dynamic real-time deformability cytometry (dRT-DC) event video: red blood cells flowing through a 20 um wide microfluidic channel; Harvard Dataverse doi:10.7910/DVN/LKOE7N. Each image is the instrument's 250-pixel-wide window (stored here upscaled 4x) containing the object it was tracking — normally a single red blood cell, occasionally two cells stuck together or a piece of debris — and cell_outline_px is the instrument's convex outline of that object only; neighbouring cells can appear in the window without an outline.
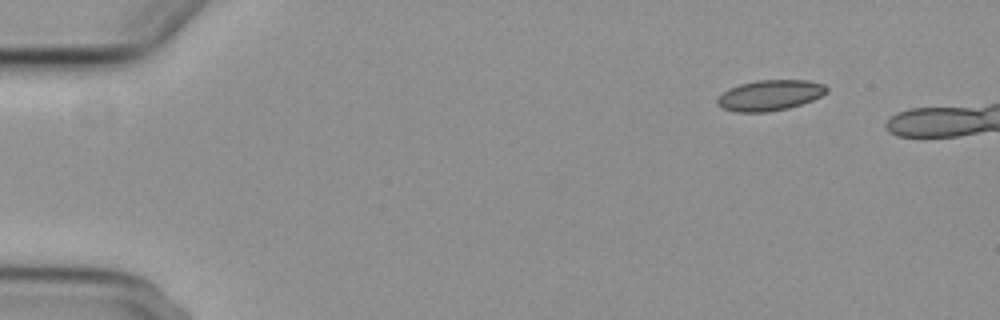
{"species": "common noctule bat (a hibernating species)", "species_latin": "Nyctalus noctula", "temperature_condition": "cold", "stored_images_in_passage": 5, "camera_frame_rate_fps": 3000, "um_per_image_px": 0.085, "animal": {"sex": "female", "body_mass_g": 29.2, "forearm_length_mm": 56.3}, "frame": {"image": 1, "passage_image": 1, "time_ms": 0.0, "image_size_px": [1000, 320], "cell_outline_px": [[828, 92], [812, 100], [788, 108], [768, 112], [736, 112], [724, 108], [716, 104], [716, 100], [728, 88], [740, 84], [756, 80], [808, 80], [824, 84], [828, 88]], "centroid_in_image_um": [65.44, 8.09], "position_along_channel_um": 19.6, "area_um2": 19.48}}